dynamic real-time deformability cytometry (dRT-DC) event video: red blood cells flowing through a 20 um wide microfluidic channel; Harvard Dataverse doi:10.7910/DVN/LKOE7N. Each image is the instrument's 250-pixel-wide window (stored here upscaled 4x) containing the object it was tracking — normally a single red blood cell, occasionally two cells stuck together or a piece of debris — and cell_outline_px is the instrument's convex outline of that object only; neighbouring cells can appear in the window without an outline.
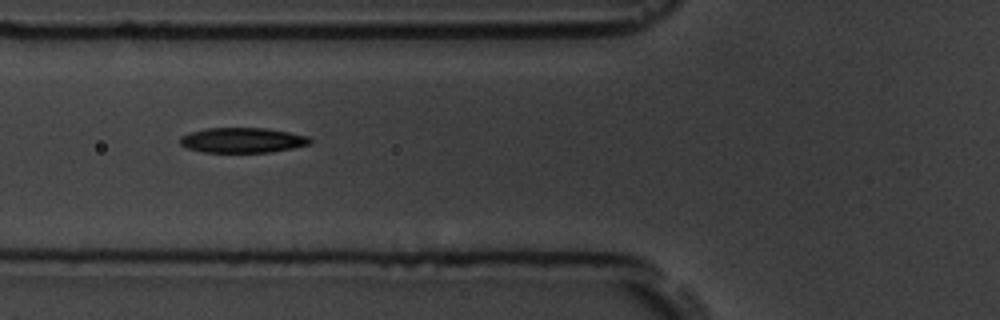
{"species": "common noctule bat (a hibernating species)", "species_latin": "Nyctalus noctula", "temperature_condition": "room temperature", "stored_images_in_passage": 5, "camera_frame_rate_fps": 3000, "um_per_image_px": 0.085, "animal": {"sex": "male", "body_mass_g": 19.5, "forearm_length_mm": 54.6}, "frame": {"image": 1, "passage_image": 3, "time_ms": 2.333, "image_size_px": [1000, 320], "cell_outline_px": [[312, 140], [308, 144], [292, 148], [272, 152], [204, 152], [184, 148], [180, 144], [180, 136], [188, 132], [204, 128], [268, 128], [308, 136]], "centroid_in_image_um": [20.55, 11.91], "position_along_channel_um": 105.3, "area_um2": 19.13}}
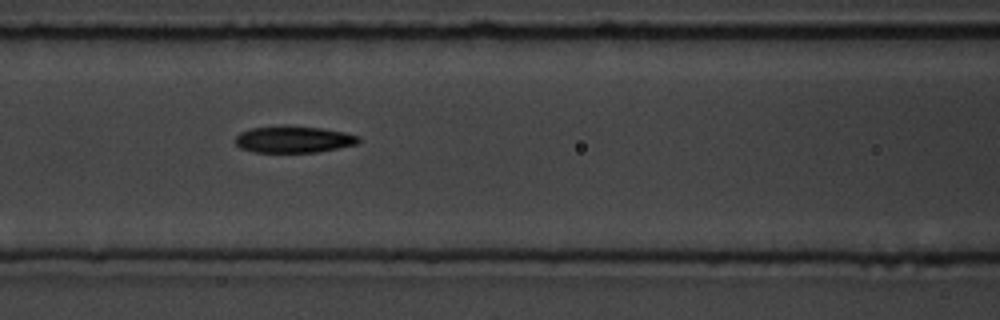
{"frame": {"image": 2, "passage_image": 4, "time_ms": 3.333, "image_size_px": [1000, 320], "cell_outline_px": [[360, 140], [356, 144], [316, 152], [252, 152], [240, 148], [236, 144], [236, 136], [240, 132], [252, 128], [284, 124], [320, 128], [344, 132], [360, 136]], "centroid_in_image_um": [24.92, 11.83], "position_along_channel_um": 141.7, "area_um2": 19.31}}
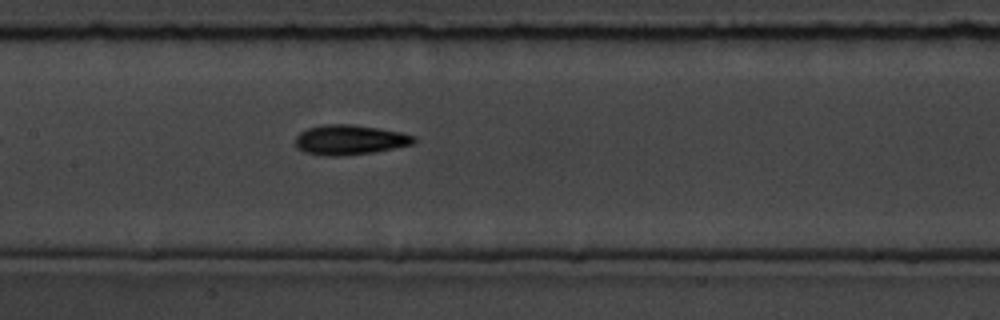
{"frame": {"image": 3, "passage_image": 5, "time_ms": 4.333, "image_size_px": [1000, 320], "cell_outline_px": [[416, 140], [412, 144], [372, 152], [344, 156], [328, 156], [304, 152], [296, 148], [296, 136], [300, 132], [308, 128], [324, 124], [352, 124], [400, 132], [416, 136]], "centroid_in_image_um": [29.69, 11.88], "position_along_channel_um": 177.7, "area_um2": 20.52}}